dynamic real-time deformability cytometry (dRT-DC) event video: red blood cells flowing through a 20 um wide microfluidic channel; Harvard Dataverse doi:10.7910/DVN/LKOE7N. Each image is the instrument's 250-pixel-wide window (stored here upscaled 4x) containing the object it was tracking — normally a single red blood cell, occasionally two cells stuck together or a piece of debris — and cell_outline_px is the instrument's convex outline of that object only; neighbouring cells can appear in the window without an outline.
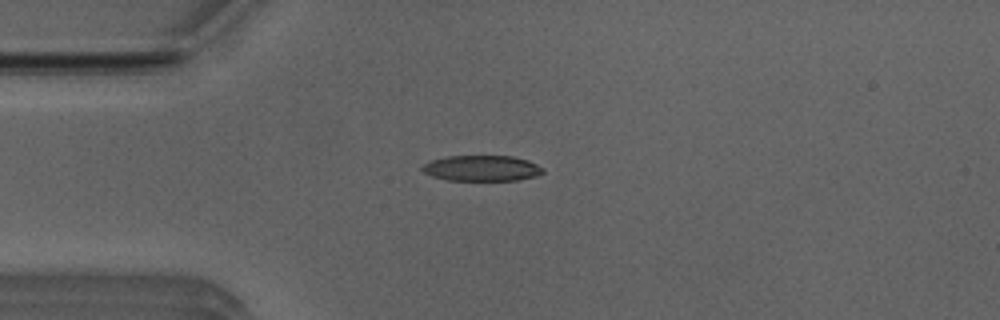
{"species": "Egyptian fruit bat (a non-hibernating species)", "species_latin": "Rousettus aegyptiacus", "temperature_condition": "room temperature", "stored_images_in_passage": 39, "camera_frame_rate_fps": 3000, "um_per_image_px": 0.085, "animal": {"sex": "male"}, "frame": {"image": 1, "passage_image": 8, "time_ms": 2.333, "image_size_px": [1000, 320], "cell_outline_px": [[544, 172], [536, 176], [516, 180], [448, 180], [432, 176], [424, 172], [420, 168], [424, 164], [432, 160], [448, 156], [512, 156], [528, 160], [544, 168]], "centroid_in_image_um": [40.96, 14.3], "position_along_channel_um": 44.0, "area_um2": 17.98}}
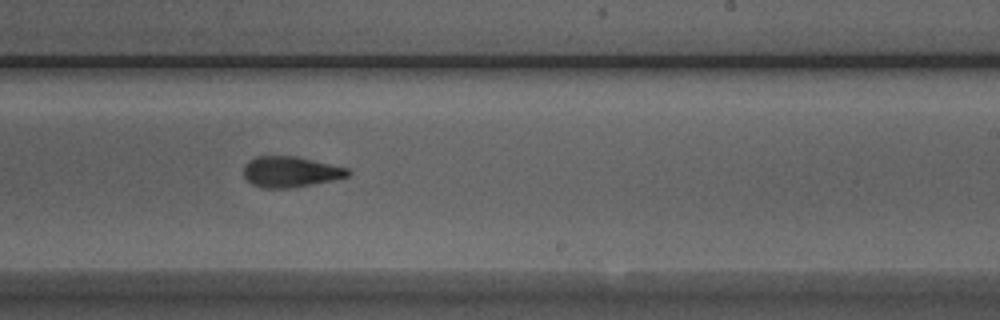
{"frame": {"image": 2, "passage_image": 26, "time_ms": 8.333, "image_size_px": [1000, 320], "cell_outline_px": [[352, 172], [348, 176], [332, 180], [312, 184], [288, 188], [260, 188], [252, 184], [244, 176], [244, 164], [248, 160], [256, 156], [296, 156], [348, 168]], "centroid_in_image_um": [24.67, 14.6], "position_along_channel_um": 264.3, "area_um2": 18.67}}
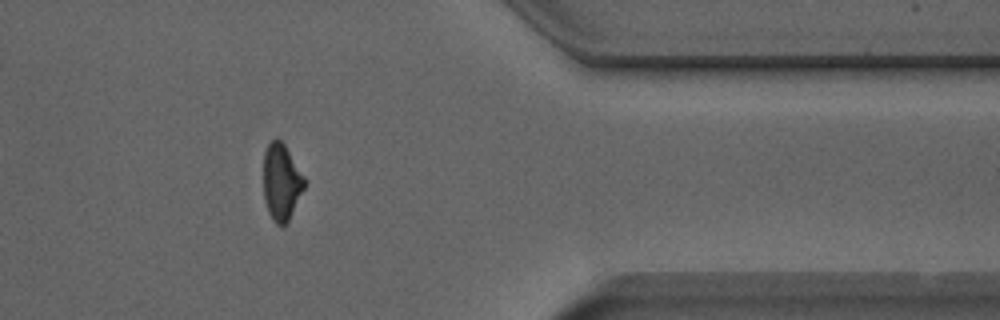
{"frame": {"image": 3, "passage_image": 37, "time_ms": 12.0, "image_size_px": [1000, 320], "cell_outline_px": [[304, 188], [288, 220], [280, 228], [272, 220], [268, 212], [264, 200], [264, 152], [268, 144], [276, 136], [284, 144], [304, 176]], "centroid_in_image_um": [23.89, 15.47], "position_along_channel_um": 387.5, "area_um2": 18.09}, "authors_computed_cell_mechanics": {"area_um2": 19.0162, "velocity_mm_per_s": 3.9502, "shape_relaxation_time_tau1_ms": 6.2983, "shape_relaxation_time_tau2_ms": 3.3058, "deformation_change_tau1": 0.1871, "deformation_change_tau2": 0.1181}}